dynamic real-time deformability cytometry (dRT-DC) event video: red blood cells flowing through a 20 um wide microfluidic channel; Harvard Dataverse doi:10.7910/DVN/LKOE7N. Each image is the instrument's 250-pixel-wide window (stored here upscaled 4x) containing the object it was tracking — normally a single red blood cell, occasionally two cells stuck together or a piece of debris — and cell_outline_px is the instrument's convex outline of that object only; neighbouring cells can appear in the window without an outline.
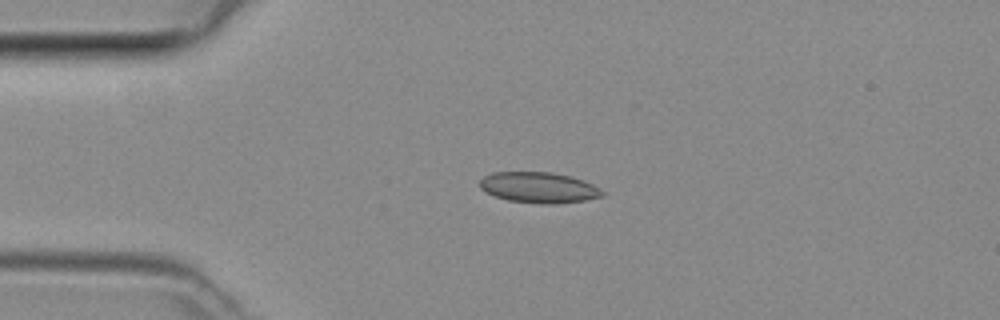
{"species": "common noctule bat (a hibernating species)", "species_latin": "Nyctalus noctula", "temperature_condition": "room temperature", "stored_images_in_passage": 46, "camera_frame_rate_fps": 3000, "um_per_image_px": 0.085, "animal": {"sex": "female", "body_mass_g": 29.2, "forearm_length_mm": 56.3}, "frame": {"image": 1, "passage_image": 10, "time_ms": 3.0, "image_size_px": [1000, 320], "cell_outline_px": [[604, 196], [584, 200], [552, 204], [540, 204], [508, 200], [496, 196], [480, 188], [480, 180], [484, 176], [492, 172], [552, 172], [584, 180], [592, 184], [604, 192]], "centroid_in_image_um": [45.8, 15.93], "position_along_channel_um": 39.2, "area_um2": 21.79}}
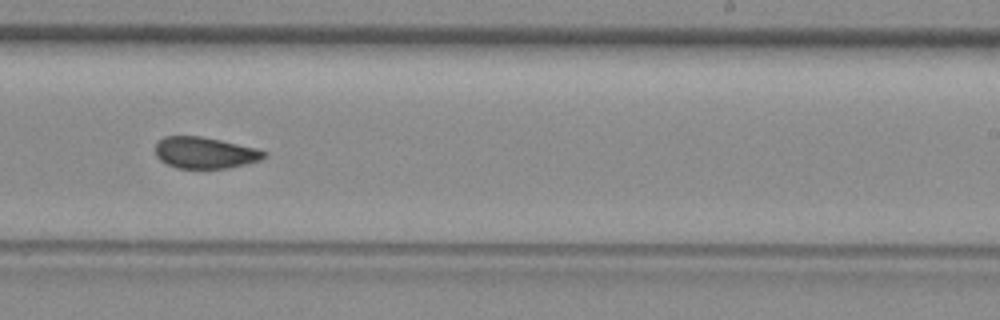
{"frame": {"image": 2, "passage_image": 28, "time_ms": 9.0, "image_size_px": [1000, 320], "cell_outline_px": [[268, 156], [260, 160], [228, 168], [176, 168], [160, 160], [156, 156], [156, 144], [164, 136], [200, 136], [220, 140], [256, 148], [268, 152]], "centroid_in_image_um": [17.43, 12.98], "position_along_channel_um": 271.6, "area_um2": 19.83}}
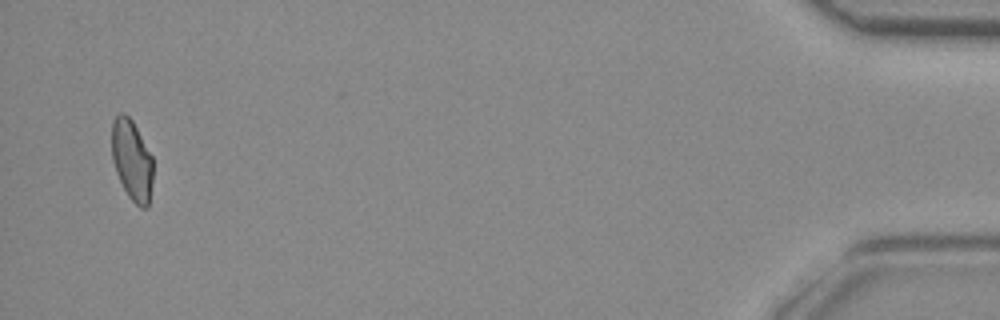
{"frame": {"image": 3, "passage_image": 45, "time_ms": 14.667, "image_size_px": [1000, 320], "cell_outline_px": [[152, 184], [148, 208], [140, 208], [128, 196], [116, 172], [112, 160], [112, 120], [120, 112], [124, 112], [132, 120], [152, 156]], "centroid_in_image_um": [11.21, 13.61], "position_along_channel_um": 424.0, "area_um2": 19.36}}